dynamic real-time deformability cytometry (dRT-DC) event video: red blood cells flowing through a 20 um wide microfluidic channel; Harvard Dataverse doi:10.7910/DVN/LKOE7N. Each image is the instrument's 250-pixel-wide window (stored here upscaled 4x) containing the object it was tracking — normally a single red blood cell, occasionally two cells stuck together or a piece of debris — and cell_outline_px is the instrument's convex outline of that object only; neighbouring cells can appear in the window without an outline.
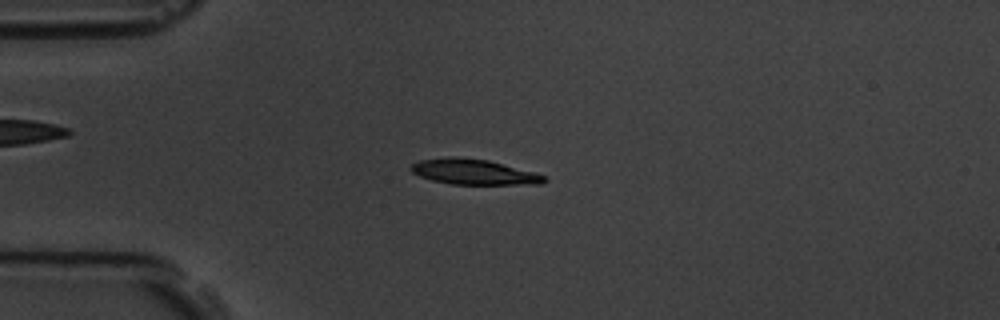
{"species": "common noctule bat (a hibernating species)", "species_latin": "Nyctalus noctula", "temperature_condition": "room temperature", "stored_images_in_passage": 9, "camera_frame_rate_fps": 3000, "um_per_image_px": 0.085, "animal": {"sex": "male", "body_mass_g": 19.5, "forearm_length_mm": 54.6}, "frame": {"image": 1, "passage_image": 3, "time_ms": 2.333, "image_size_px": [1000, 320], "cell_outline_px": [[548, 180], [540, 184], [452, 184], [432, 180], [420, 176], [412, 172], [408, 168], [412, 164], [420, 160], [448, 156], [456, 156], [488, 160], [536, 172], [544, 176]], "centroid_in_image_um": [40.26, 14.6], "position_along_channel_um": 44.7, "area_um2": 19.77}}
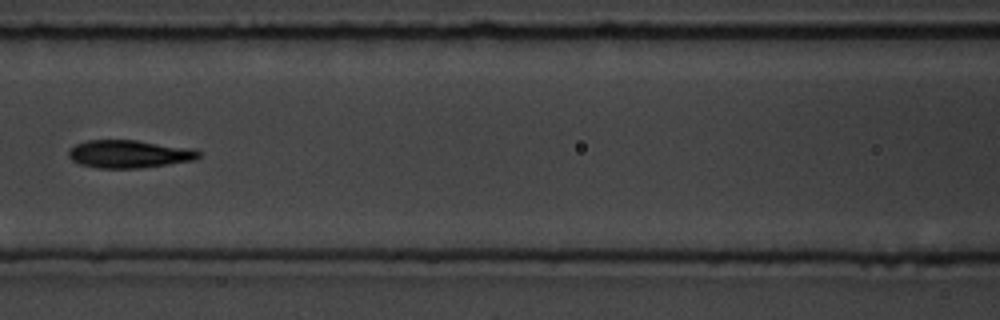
{"frame": {"image": 2, "passage_image": 6, "time_ms": 6.0, "image_size_px": [1000, 320], "cell_outline_px": [[200, 156], [196, 160], [140, 168], [100, 168], [80, 164], [72, 160], [68, 156], [68, 152], [76, 144], [88, 140], [136, 140], [196, 148], [200, 152]], "centroid_in_image_um": [11.03, 13.08], "position_along_channel_um": 155.6, "area_um2": 21.21}}